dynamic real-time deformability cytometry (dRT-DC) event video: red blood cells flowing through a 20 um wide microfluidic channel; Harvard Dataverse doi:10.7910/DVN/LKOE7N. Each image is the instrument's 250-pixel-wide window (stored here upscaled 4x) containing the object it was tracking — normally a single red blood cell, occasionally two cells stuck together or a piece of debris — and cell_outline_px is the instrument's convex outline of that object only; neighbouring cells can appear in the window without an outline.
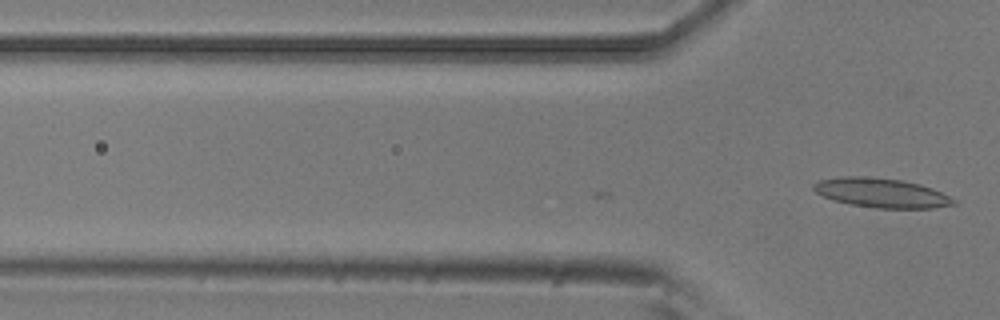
{"species": "common noctule bat (a hibernating species)", "species_latin": "Nyctalus noctula", "temperature_condition": "room temperature", "stored_images_in_passage": 3, "camera_frame_rate_fps": 3000, "um_per_image_px": 0.085, "animal": {"sex": "male", "body_mass_g": 20.5, "forearm_length_mm": 52.5}, "frame": {"image": 1, "passage_image": 3, "time_ms": 0.667, "image_size_px": [1000, 320], "cell_outline_px": [[956, 204], [932, 208], [876, 208], [852, 204], [832, 200], [816, 192], [812, 188], [812, 184], [820, 180], [840, 176], [864, 176], [900, 180], [920, 184], [932, 188], [952, 196], [956, 200]], "centroid_in_image_um": [74.93, 16.39], "position_along_channel_um": 50.9, "area_um2": 23.99}}